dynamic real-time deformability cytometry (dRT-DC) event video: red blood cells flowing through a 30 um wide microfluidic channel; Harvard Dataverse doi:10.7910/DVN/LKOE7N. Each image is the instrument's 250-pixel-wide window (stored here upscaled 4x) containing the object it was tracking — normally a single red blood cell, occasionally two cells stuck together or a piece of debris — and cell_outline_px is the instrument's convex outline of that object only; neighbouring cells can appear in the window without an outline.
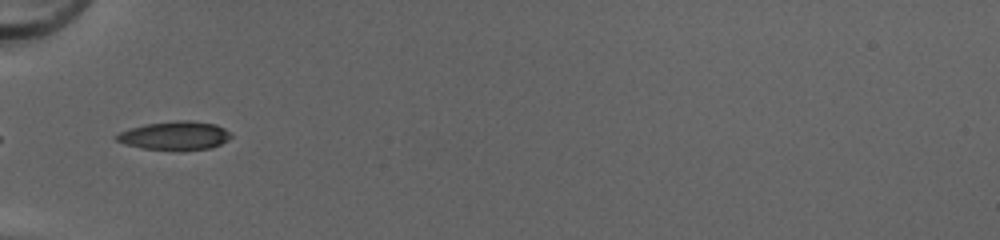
{"species": "common noctule bat (a hibernating species)", "species_latin": "Nyctalus noctula", "temperature_condition": "cold", "stored_images_in_passage": 30, "camera_frame_rate_fps": 3000, "um_per_image_px": 0.085, "animal": {"sex": "female", "body_mass_g": 20.0, "forearm_length_mm": 54.0}, "frame": {"image": 1, "passage_image": 1, "time_ms": 0.0, "image_size_px": [1000, 240], "cell_outline_px": [[232, 136], [228, 140], [212, 148], [180, 152], [176, 152], [140, 148], [124, 144], [116, 140], [116, 136], [120, 132], [128, 128], [144, 124], [176, 120], [188, 120], [216, 124], [232, 132]], "centroid_in_image_um": [14.88, 11.55], "position_along_channel_um": 70.1, "area_um2": 19.77}}
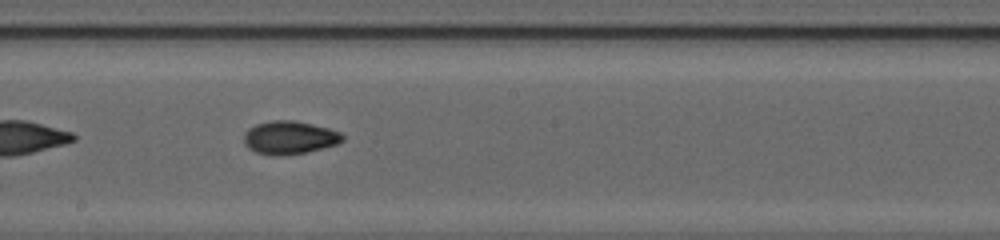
{"frame": {"image": 2, "passage_image": 12, "time_ms": 3.667, "image_size_px": [1000, 240], "cell_outline_px": [[344, 140], [336, 144], [308, 152], [256, 152], [248, 148], [244, 144], [244, 132], [248, 128], [256, 124], [272, 120], [296, 120], [328, 128], [340, 132], [344, 136]], "centroid_in_image_um": [24.62, 11.63], "position_along_channel_um": 223.6, "area_um2": 18.38}}
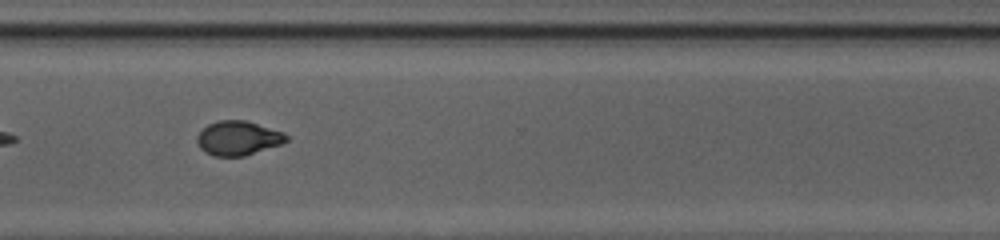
{"frame": {"image": 3, "passage_image": 21, "time_ms": 6.667, "image_size_px": [1000, 240], "cell_outline_px": [[288, 140], [280, 144], [244, 156], [212, 156], [204, 152], [200, 148], [196, 140], [196, 136], [208, 124], [220, 120], [244, 120], [284, 132], [288, 136]], "centroid_in_image_um": [20.21, 11.74], "position_along_channel_um": 350.4, "area_um2": 17.74}, "authors_computed_cell_mechanics": {"area_um2": 18.2648, "velocity_mm_per_s": 4.2443, "shape_relaxation_time_tau1_ms": 7.0615, "shape_relaxation_time_tau2_ms": 1.5235, "deformation_change_tau1": 0.2199, "deformation_change_tau2": 0.056}}